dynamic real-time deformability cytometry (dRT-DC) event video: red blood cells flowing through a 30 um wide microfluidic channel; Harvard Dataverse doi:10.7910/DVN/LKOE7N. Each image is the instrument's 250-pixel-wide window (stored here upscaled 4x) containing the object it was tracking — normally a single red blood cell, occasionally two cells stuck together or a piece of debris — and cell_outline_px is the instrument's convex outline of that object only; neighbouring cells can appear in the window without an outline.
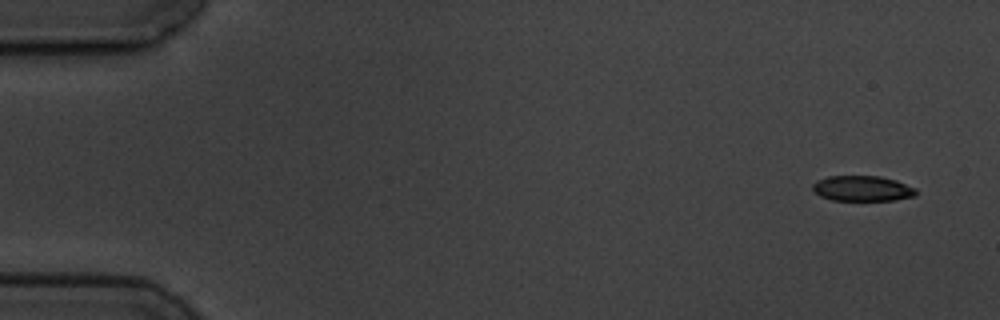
{"species": "common noctule bat (a hibernating species)", "species_latin": "Nyctalus noctula", "temperature_condition": "cold", "stored_images_in_passage": 5, "camera_frame_rate_fps": 3000, "um_per_image_px": 0.085, "animal": {"sex": "male", "body_mass_g": 19.5, "forearm_length_mm": 54.6}, "frame": {"image": 1, "passage_image": 1, "time_ms": 0.0, "image_size_px": [1000, 320], "cell_outline_px": [[916, 196], [896, 200], [832, 200], [820, 196], [812, 188], [812, 184], [816, 180], [828, 176], [880, 176], [896, 180], [916, 188]], "centroid_in_image_um": [73.31, 16.01], "position_along_channel_um": 11.7, "area_um2": 15.37}}
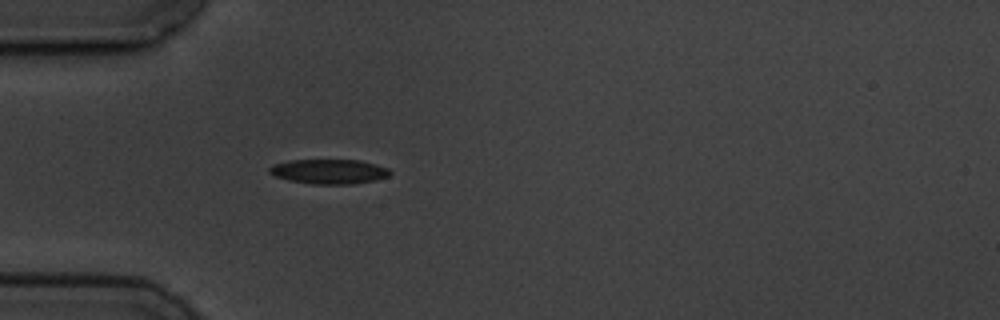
{"frame": {"image": 2, "passage_image": 5, "time_ms": 4.667, "image_size_px": [1000, 320], "cell_outline_px": [[392, 172], [388, 176], [376, 180], [352, 184], [312, 184], [288, 180], [276, 176], [268, 172], [268, 168], [272, 164], [288, 160], [360, 160], [376, 164], [388, 168]], "centroid_in_image_um": [27.96, 14.57], "position_along_channel_um": 57.0, "area_um2": 17.46}}